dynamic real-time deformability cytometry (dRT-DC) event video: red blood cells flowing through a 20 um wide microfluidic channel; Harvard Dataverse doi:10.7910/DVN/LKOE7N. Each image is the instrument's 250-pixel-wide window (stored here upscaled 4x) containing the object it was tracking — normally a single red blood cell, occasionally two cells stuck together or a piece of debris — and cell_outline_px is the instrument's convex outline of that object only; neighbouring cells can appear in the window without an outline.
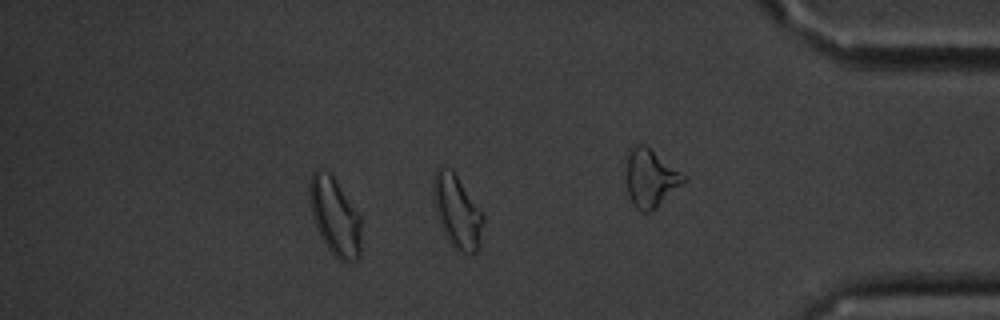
{"species": "common noctule bat (a hibernating species)", "species_latin": "Nyctalus noctula", "temperature_condition": "cold", "stored_images_in_passage": 15, "camera_frame_rate_fps": 3000, "um_per_image_px": 0.085, "animal": {"sex": "male", "body_mass_g": 20.1, "forearm_length_mm": 53.5}, "frame": {"image": 1, "passage_image": 13, "time_ms": 14.667, "image_size_px": [1000, 320], "cell_outline_px": [[484, 220], [480, 244], [476, 252], [456, 252], [448, 240], [436, 216], [432, 200], [432, 176], [436, 168], [452, 168], [484, 216]], "centroid_in_image_um": [38.81, 17.96], "position_along_channel_um": 396.4, "area_um2": 21.5}, "authors_computed_cell_mechanics": {"area_um2": 17.8024, "velocity_mm_per_s": 3.4353, "shape_relaxation_time_tau1_ms": 2.6938, "shape_relaxation_time_tau2_ms": 1.8404, "deformation_change_tau1": 0.1418, "deformation_change_tau2": 0.1015}}